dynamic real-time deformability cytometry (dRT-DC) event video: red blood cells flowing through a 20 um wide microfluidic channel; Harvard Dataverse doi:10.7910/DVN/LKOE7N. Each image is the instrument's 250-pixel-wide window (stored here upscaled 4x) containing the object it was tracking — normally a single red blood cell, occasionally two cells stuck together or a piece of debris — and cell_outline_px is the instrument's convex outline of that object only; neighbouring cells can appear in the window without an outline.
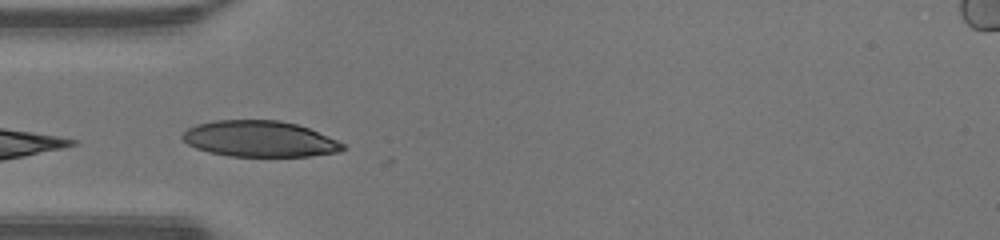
{"species": "human", "species_latin": "Homo sapiens", "temperature_condition": "warm", "stored_images_in_passage": 3, "camera_frame_rate_fps": 3000, "um_per_image_px": 0.085, "donor": {"sex": "male"}, "frame": {"image": 1, "passage_image": 1, "time_ms": 0.0, "image_size_px": [1000, 240], "cell_outline_px": [[344, 148], [340, 152], [308, 156], [228, 156], [208, 152], [196, 148], [188, 144], [180, 136], [188, 128], [196, 124], [216, 120], [280, 120], [296, 124], [308, 128], [336, 140], [344, 144]], "centroid_in_image_um": [22.03, 11.8], "position_along_channel_um": 63.0, "area_um2": 33.52}}